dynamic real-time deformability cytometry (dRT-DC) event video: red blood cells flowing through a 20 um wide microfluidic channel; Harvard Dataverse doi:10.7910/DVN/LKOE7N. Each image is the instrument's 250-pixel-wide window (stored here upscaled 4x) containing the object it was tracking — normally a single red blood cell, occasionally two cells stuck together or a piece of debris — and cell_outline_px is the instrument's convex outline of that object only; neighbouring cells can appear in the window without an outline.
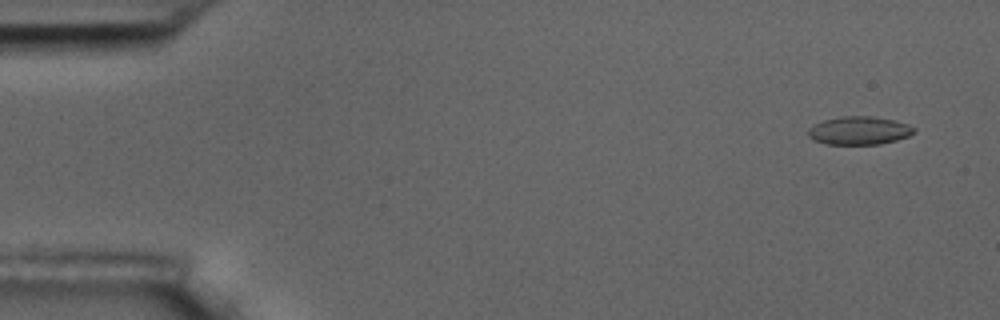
{"species": "common noctule bat (a hibernating species)", "species_latin": "Nyctalus noctula", "temperature_condition": "room temperature", "stored_images_in_passage": 57, "camera_frame_rate_fps": 3000, "um_per_image_px": 0.085, "animal": {"sex": "male", "body_mass_g": 17.5, "forearm_length_mm": 52.3}, "frame": {"image": 1, "passage_image": 4, "time_ms": 1.0, "image_size_px": [1000, 320], "cell_outline_px": [[916, 132], [908, 136], [896, 140], [880, 144], [828, 144], [816, 140], [808, 136], [808, 128], [824, 120], [840, 116], [872, 116], [896, 120], [908, 124], [916, 128]], "centroid_in_image_um": [73.07, 11.09], "position_along_channel_um": 11.9, "area_um2": 17.4}}
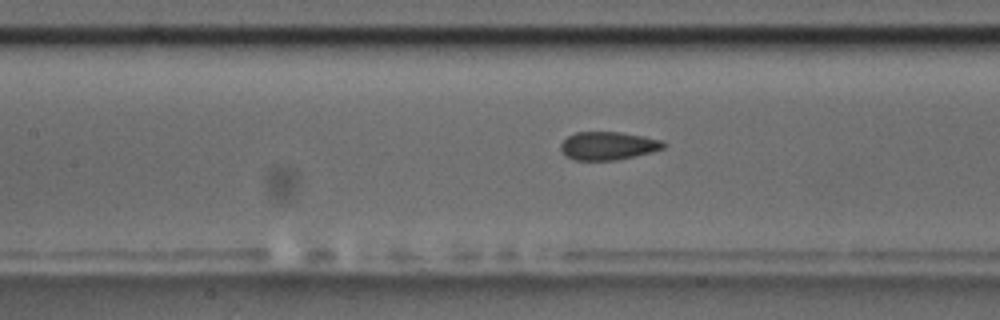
{"frame": {"image": 2, "passage_image": 26, "time_ms": 8.333, "image_size_px": [1000, 320], "cell_outline_px": [[668, 144], [664, 148], [652, 152], [616, 160], [576, 160], [568, 156], [560, 148], [560, 144], [568, 136], [576, 132], [620, 132], [644, 136], [660, 140]], "centroid_in_image_um": [51.72, 12.38], "position_along_channel_um": 155.7, "area_um2": 16.76}}
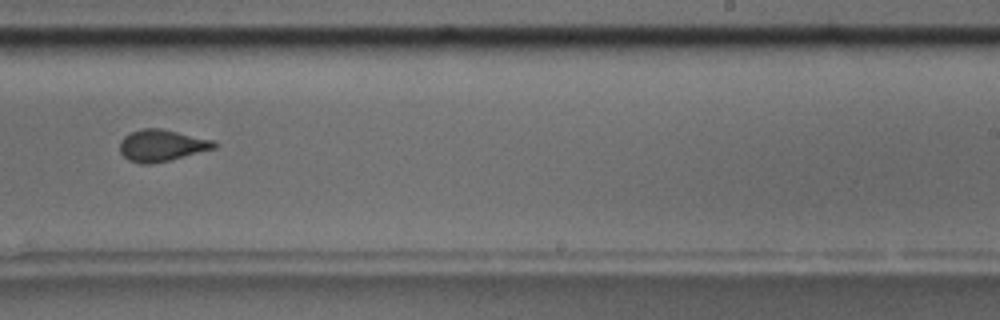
{"frame": {"image": 3, "passage_image": 36, "time_ms": 11.667, "image_size_px": [1000, 320], "cell_outline_px": [[216, 148], [152, 164], [140, 164], [128, 160], [120, 152], [120, 140], [124, 136], [140, 128], [160, 128], [212, 140], [216, 144]], "centroid_in_image_um": [13.69, 12.36], "position_along_channel_um": 275.3, "area_um2": 17.22}, "authors_computed_cell_mechanics": {"area_um2": 17.4556, "velocity_mm_per_s": 3.603, "shape_relaxation_time_tau1_ms": 7.9713, "shape_relaxation_time_tau2_ms": null, "deformation_change_tau1": 0.1346, "deformation_change_tau2": null}}